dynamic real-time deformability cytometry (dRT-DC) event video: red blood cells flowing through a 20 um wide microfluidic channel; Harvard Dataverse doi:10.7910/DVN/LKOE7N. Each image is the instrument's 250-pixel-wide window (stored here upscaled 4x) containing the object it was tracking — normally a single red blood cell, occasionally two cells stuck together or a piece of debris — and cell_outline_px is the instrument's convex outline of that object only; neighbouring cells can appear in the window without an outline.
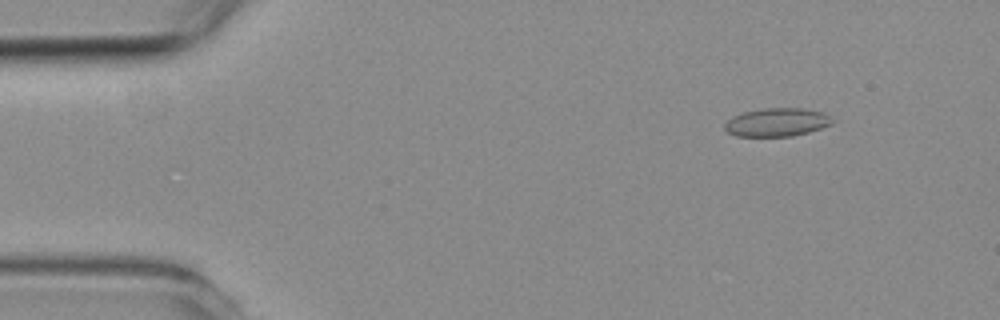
{"species": "common noctule bat (a hibernating species)", "species_latin": "Nyctalus noctula", "temperature_condition": "room temperature", "stored_images_in_passage": 3, "camera_frame_rate_fps": 3000, "um_per_image_px": 0.085, "animal": {"sex": "female", "body_mass_g": 19.3, "forearm_length_mm": 54.1}, "frame": {"image": 1, "passage_image": 1, "time_ms": 0.0, "image_size_px": [1000, 320], "cell_outline_px": [[832, 124], [808, 132], [792, 136], [736, 136], [728, 132], [724, 128], [724, 124], [732, 116], [744, 112], [764, 108], [804, 108], [824, 112], [832, 120]], "centroid_in_image_um": [66.02, 10.39], "position_along_channel_um": 19.0, "area_um2": 17.69}}